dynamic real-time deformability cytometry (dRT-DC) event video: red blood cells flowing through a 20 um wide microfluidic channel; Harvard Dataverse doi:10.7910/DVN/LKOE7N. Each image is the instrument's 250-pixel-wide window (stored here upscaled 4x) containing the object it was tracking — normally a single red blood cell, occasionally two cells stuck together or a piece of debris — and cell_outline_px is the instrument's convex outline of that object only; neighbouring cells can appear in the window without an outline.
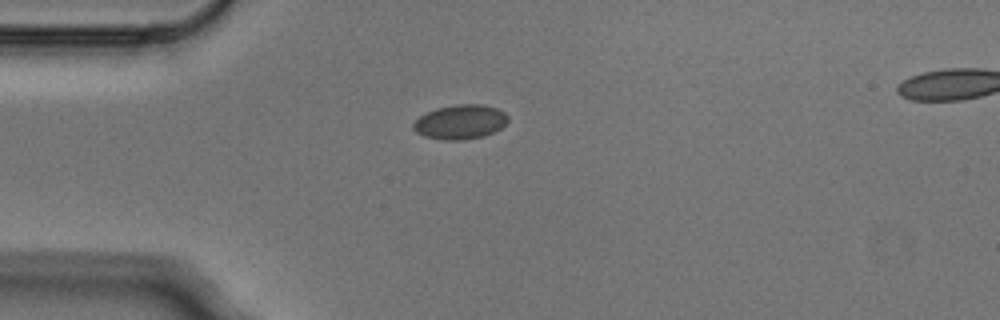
{"species": "Egyptian fruit bat (a non-hibernating species)", "species_latin": "Rousettus aegyptiacus", "temperature_condition": "cold", "stored_images_in_passage": 4, "camera_frame_rate_fps": 3000, "um_per_image_px": 0.085, "animal": {"sex": "male"}, "frame": {"image": 1, "passage_image": 1, "time_ms": 0.0, "image_size_px": [1000, 320], "cell_outline_px": [[508, 120], [500, 128], [484, 136], [464, 140], [444, 140], [424, 136], [416, 132], [412, 128], [412, 124], [420, 116], [436, 108], [456, 104], [484, 104], [496, 108], [504, 112], [508, 116]], "centroid_in_image_um": [39.11, 10.36], "position_along_channel_um": 45.9, "area_um2": 18.96}}
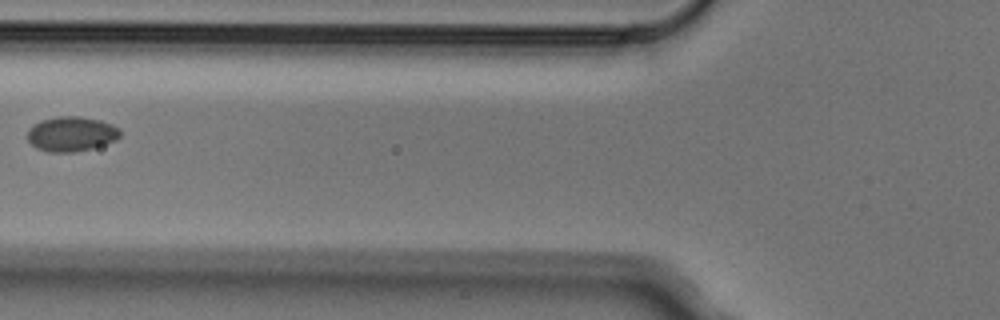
{"frame": {"image": 2, "passage_image": 3, "time_ms": 0.667, "image_size_px": [1000, 320], "cell_outline_px": [[120, 136], [116, 140], [92, 148], [72, 152], [48, 152], [36, 148], [28, 140], [28, 128], [40, 120], [56, 116], [80, 116], [100, 120], [112, 124], [120, 128]], "centroid_in_image_um": [6.06, 11.37], "position_along_channel_um": 119.7, "area_um2": 18.9}}
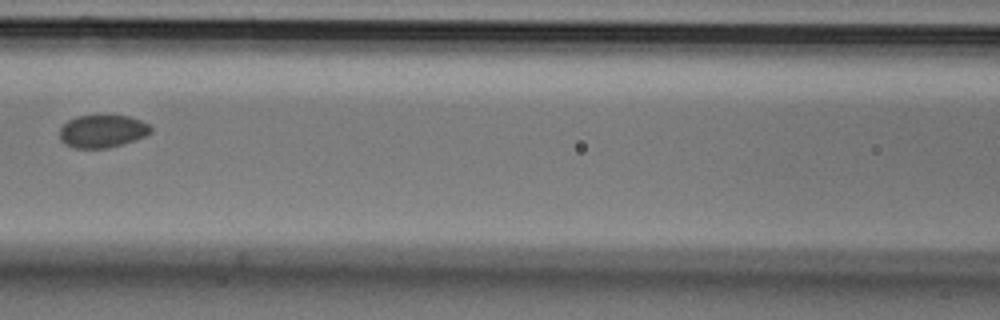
{"frame": {"image": 3, "passage_image": 4, "time_ms": 1.0, "image_size_px": [1000, 320], "cell_outline_px": [[152, 132], [144, 136], [108, 148], [72, 148], [64, 144], [60, 140], [60, 128], [68, 120], [76, 116], [128, 116], [140, 120], [148, 124], [152, 128]], "centroid_in_image_um": [8.66, 11.16], "position_along_channel_um": 157.9, "area_um2": 17.22}}